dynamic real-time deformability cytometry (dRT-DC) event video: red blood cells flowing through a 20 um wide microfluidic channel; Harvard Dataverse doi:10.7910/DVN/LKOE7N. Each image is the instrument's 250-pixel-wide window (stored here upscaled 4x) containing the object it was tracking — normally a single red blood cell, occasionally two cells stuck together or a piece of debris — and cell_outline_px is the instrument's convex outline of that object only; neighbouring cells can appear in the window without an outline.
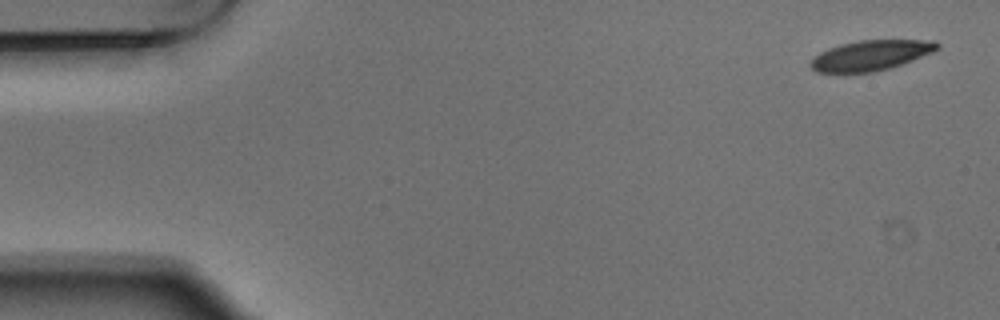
{"species": "Egyptian fruit bat (a non-hibernating species)", "species_latin": "Rousettus aegyptiacus", "temperature_condition": "warm", "stored_images_in_passage": 4, "camera_frame_rate_fps": 3000, "um_per_image_px": 0.085, "animal": {"sex": "male"}, "frame": {"image": 1, "passage_image": 1, "time_ms": 0.0, "image_size_px": [1000, 320], "cell_outline_px": [[940, 48], [932, 52], [912, 60], [888, 68], [872, 72], [844, 76], [816, 72], [808, 64], [820, 52], [828, 48], [840, 44], [860, 40], [936, 40], [940, 44]], "centroid_in_image_um": [73.94, 4.74], "position_along_channel_um": 11.1, "area_um2": 22.89}}